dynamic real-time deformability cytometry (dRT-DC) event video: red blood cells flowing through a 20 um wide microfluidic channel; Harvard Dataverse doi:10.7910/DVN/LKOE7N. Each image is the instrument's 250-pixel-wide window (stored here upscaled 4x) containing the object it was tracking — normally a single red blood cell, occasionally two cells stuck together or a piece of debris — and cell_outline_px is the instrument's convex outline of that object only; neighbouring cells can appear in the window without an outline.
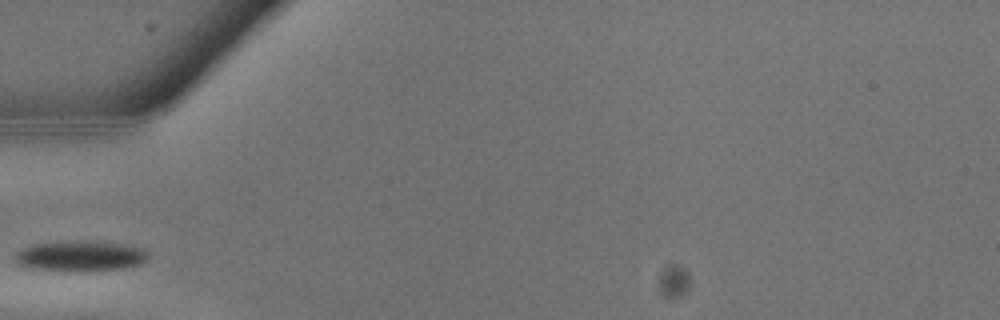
{"species": "common noctule bat (a hibernating species)", "species_latin": "Nyctalus noctula", "temperature_condition": "warm", "stored_images_in_passage": 5, "camera_frame_rate_fps": 3000, "um_per_image_px": 0.085, "animal": {"sex": "male", "body_mass_g": 13.3}, "frame": {"image": 1, "passage_image": 1, "time_ms": 0.0, "image_size_px": [1000, 320], "cell_outline_px": [[148, 256], [140, 264], [124, 268], [84, 272], [64, 272], [24, 268], [16, 264], [12, 256], [16, 252], [24, 248], [36, 244], [64, 240], [92, 240], [128, 244], [144, 248], [148, 252]], "centroid_in_image_um": [6.78, 21.77], "position_along_channel_um": 78.2, "area_um2": 24.8}}
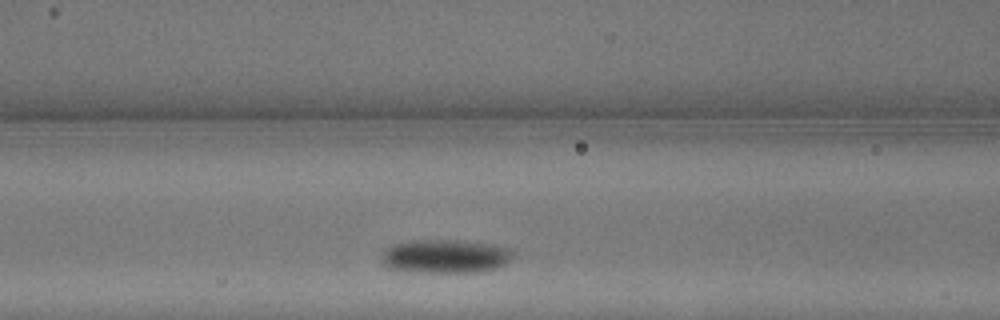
{"frame": {"image": 2, "passage_image": 3, "time_ms": 0.667, "image_size_px": [1000, 320], "cell_outline_px": [[512, 256], [504, 264], [496, 268], [476, 272], [416, 272], [388, 268], [380, 260], [380, 256], [392, 244], [416, 240], [456, 240], [488, 244], [508, 248], [512, 252]], "centroid_in_image_um": [37.79, 21.79], "position_along_channel_um": 128.8, "area_um2": 25.49}}
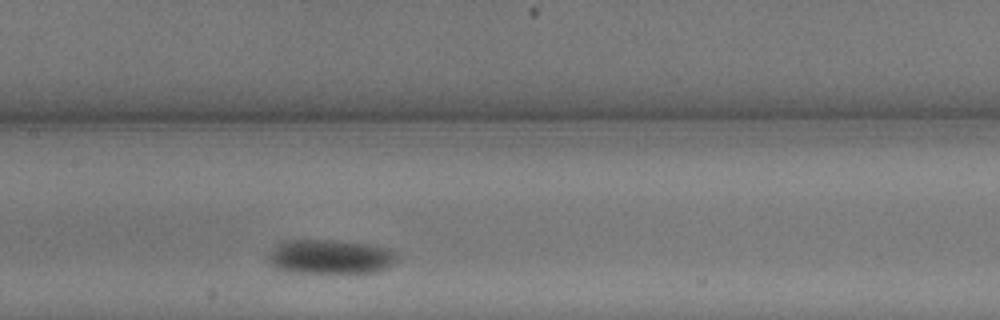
{"frame": {"image": 3, "passage_image": 5, "time_ms": 1.333, "image_size_px": [1000, 320], "cell_outline_px": [[396, 260], [388, 268], [376, 272], [292, 272], [276, 268], [268, 260], [268, 256], [280, 244], [288, 240], [336, 240], [368, 244], [388, 248], [396, 252]], "centroid_in_image_um": [28.13, 21.82], "position_along_channel_um": 179.3, "area_um2": 25.37}}